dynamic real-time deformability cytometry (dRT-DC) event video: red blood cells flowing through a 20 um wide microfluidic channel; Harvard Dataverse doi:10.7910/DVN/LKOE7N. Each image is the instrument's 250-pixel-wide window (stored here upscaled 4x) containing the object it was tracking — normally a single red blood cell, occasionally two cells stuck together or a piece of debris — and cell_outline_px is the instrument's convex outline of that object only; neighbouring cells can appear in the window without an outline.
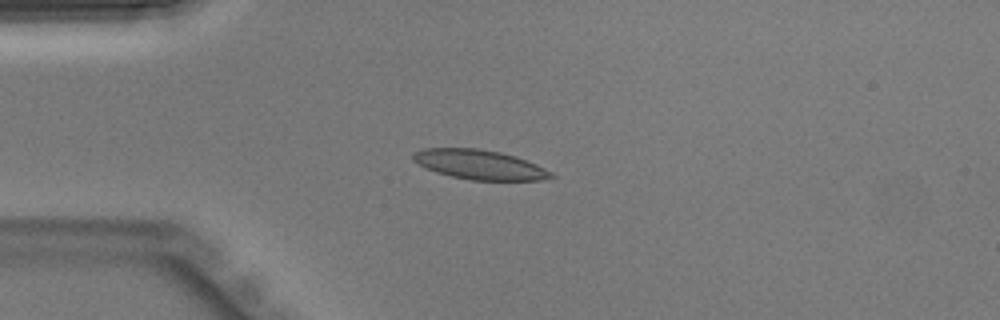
{"species": "Egyptian fruit bat (a non-hibernating species)", "species_latin": "Rousettus aegyptiacus", "temperature_condition": "warm", "stored_images_in_passage": 43, "camera_frame_rate_fps": 3000, "um_per_image_px": 0.085, "animal": {"sex": "male"}, "frame": {"image": 1, "passage_image": 10, "time_ms": 3.0, "image_size_px": [1000, 320], "cell_outline_px": [[556, 176], [540, 180], [472, 180], [452, 176], [436, 172], [412, 160], [412, 152], [424, 148], [476, 148], [500, 152], [516, 156], [536, 164], [552, 172]], "centroid_in_image_um": [40.76, 13.98], "position_along_channel_um": 44.2, "area_um2": 23.64}}
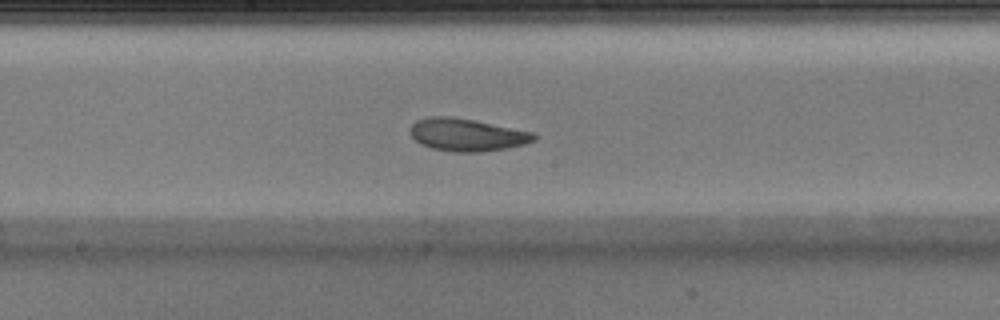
{"frame": {"image": 2, "passage_image": 22, "time_ms": 7.0, "image_size_px": [1000, 320], "cell_outline_px": [[536, 140], [524, 144], [508, 148], [480, 152], [452, 152], [432, 148], [420, 144], [408, 132], [408, 128], [416, 120], [428, 116], [452, 116], [476, 120], [536, 132]], "centroid_in_image_um": [39.69, 11.44], "position_along_channel_um": 208.5, "area_um2": 23.99}}
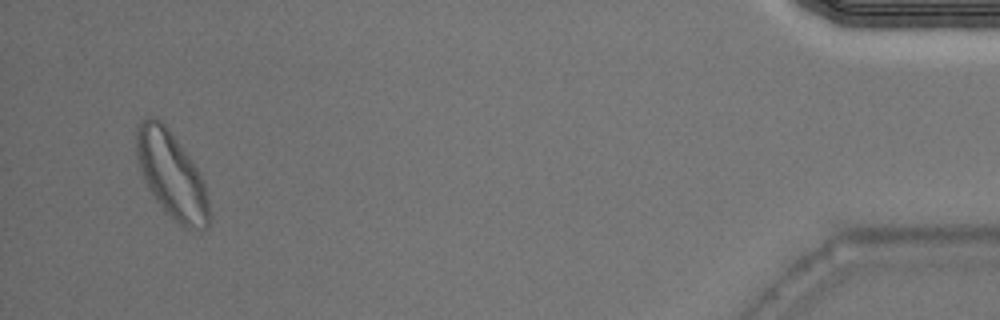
{"frame": {"image": 3, "passage_image": 41, "time_ms": 13.333, "image_size_px": [1000, 320], "cell_outline_px": [[208, 228], [200, 232], [184, 228], [164, 208], [148, 188], [144, 180], [136, 156], [136, 124], [144, 116], [156, 116], [168, 128], [192, 160], [204, 180], [208, 200]], "centroid_in_image_um": [14.57, 14.82], "position_along_channel_um": 420.6, "area_um2": 36.53}}